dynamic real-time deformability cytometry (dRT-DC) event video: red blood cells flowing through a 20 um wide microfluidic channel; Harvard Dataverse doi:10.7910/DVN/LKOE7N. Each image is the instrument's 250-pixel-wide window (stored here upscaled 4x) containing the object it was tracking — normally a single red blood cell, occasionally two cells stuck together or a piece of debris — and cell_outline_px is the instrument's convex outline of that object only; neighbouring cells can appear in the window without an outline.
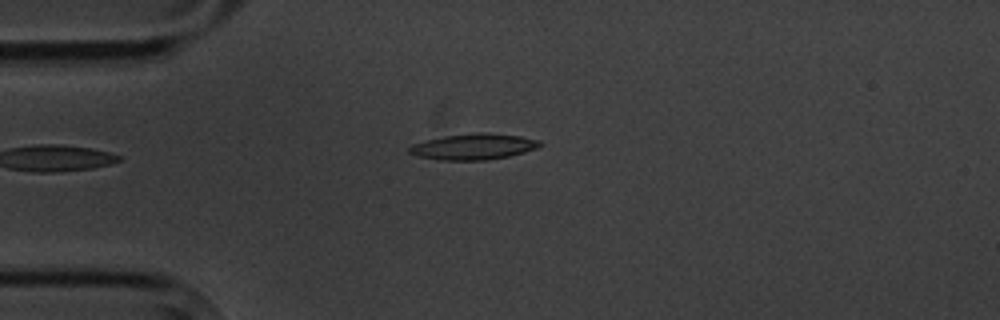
{"species": "common noctule bat (a hibernating species)", "species_latin": "Nyctalus noctula", "temperature_condition": "cold", "stored_images_in_passage": 3, "camera_frame_rate_fps": 3000, "um_per_image_px": 0.085, "animal": {"sex": "male", "body_mass_g": 20.1, "forearm_length_mm": 53.5}, "frame": {"image": 1, "passage_image": 3, "time_ms": 2.333, "image_size_px": [1000, 320], "cell_outline_px": [[544, 144], [536, 148], [524, 152], [508, 156], [484, 160], [444, 160], [416, 156], [408, 152], [408, 148], [412, 144], [444, 136], [476, 132], [484, 132], [520, 136], [540, 140]], "centroid_in_image_um": [40.26, 12.46], "position_along_channel_um": 44.7, "area_um2": 19.65}}